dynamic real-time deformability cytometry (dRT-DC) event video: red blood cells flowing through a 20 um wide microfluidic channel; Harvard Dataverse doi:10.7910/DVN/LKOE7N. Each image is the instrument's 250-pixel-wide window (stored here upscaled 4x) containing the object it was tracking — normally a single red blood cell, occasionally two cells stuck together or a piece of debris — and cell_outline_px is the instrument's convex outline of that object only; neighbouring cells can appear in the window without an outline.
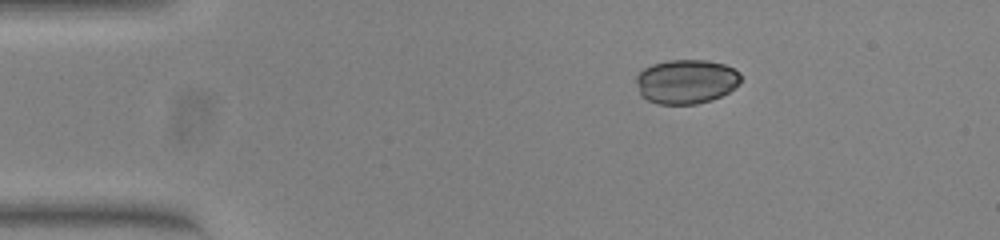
{"species": "common noctule bat (a hibernating species)", "species_latin": "Nyctalus noctula", "temperature_condition": "warm", "stored_images_in_passage": 45, "camera_frame_rate_fps": 3000, "um_per_image_px": 0.085, "animal": {"sex": "female", "body_mass_g": 23.0, "forearm_length_mm": 53.4}, "frame": {"image": 1, "passage_image": 1, "time_ms": 0.0, "image_size_px": [1000, 240], "cell_outline_px": [[740, 80], [728, 92], [712, 100], [696, 104], [656, 104], [640, 96], [636, 80], [636, 76], [644, 68], [652, 64], [668, 60], [708, 60], [724, 64], [740, 72]], "centroid_in_image_um": [58.29, 6.93], "position_along_channel_um": 26.7, "area_um2": 26.99}}
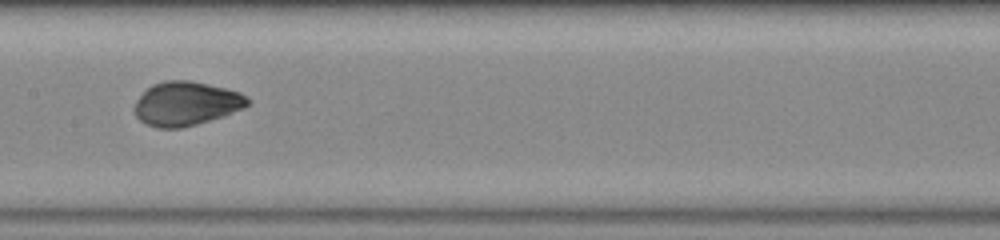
{"frame": {"image": 2, "passage_image": 19, "time_ms": 6.0, "image_size_px": [1000, 240], "cell_outline_px": [[252, 100], [244, 108], [224, 116], [196, 124], [180, 128], [156, 128], [140, 120], [136, 116], [132, 108], [136, 100], [152, 84], [164, 80], [188, 80], [208, 84], [240, 92]], "centroid_in_image_um": [15.82, 8.8], "position_along_channel_um": 191.6, "area_um2": 29.07}}
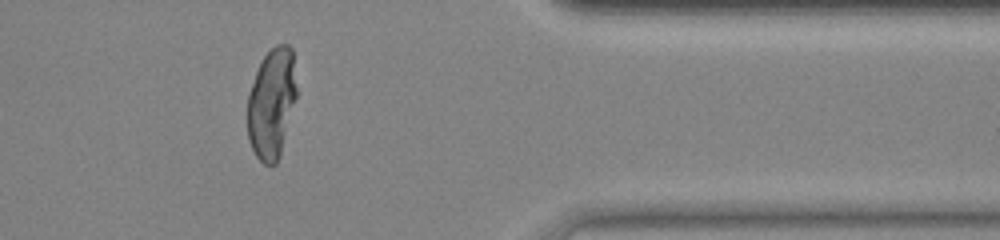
{"frame": {"image": 3, "passage_image": 36, "time_ms": 11.667, "image_size_px": [1000, 240], "cell_outline_px": [[300, 92], [280, 156], [276, 164], [264, 164], [256, 156], [248, 140], [248, 96], [256, 72], [264, 56], [276, 44], [288, 44], [292, 48]], "centroid_in_image_um": [23.16, 8.77], "position_along_channel_um": 388.2, "area_um2": 32.48}, "authors_computed_cell_mechanics": {"area_um2": 29.2468, "velocity_mm_per_s": 3.8339, "shape_relaxation_time_tau1_ms": 6.8043, "shape_relaxation_time_tau2_ms": null, "deformation_change_tau1": 0.1562, "deformation_change_tau2": null}}